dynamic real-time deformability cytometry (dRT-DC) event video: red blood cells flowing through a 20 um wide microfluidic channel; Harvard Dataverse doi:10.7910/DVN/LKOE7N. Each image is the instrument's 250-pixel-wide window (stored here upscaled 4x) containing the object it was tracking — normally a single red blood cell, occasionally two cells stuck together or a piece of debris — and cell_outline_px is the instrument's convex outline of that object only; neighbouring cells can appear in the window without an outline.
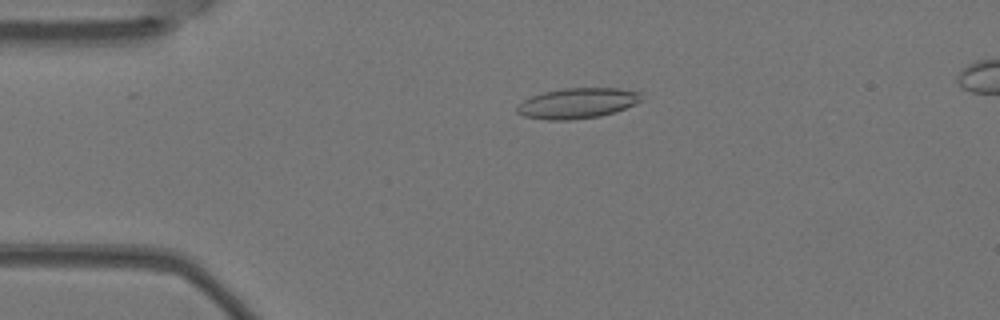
{"species": "Egyptian fruit bat (a non-hibernating species)", "species_latin": "Rousettus aegyptiacus", "temperature_condition": "warm", "stored_images_in_passage": 3, "camera_frame_rate_fps": 3000, "um_per_image_px": 0.085, "animal": {"sex": "female"}, "frame": {"image": 1, "passage_image": 1, "time_ms": 0.0, "image_size_px": [1000, 320], "cell_outline_px": [[640, 100], [636, 104], [616, 112], [600, 116], [568, 120], [548, 120], [524, 116], [516, 112], [516, 108], [524, 100], [532, 96], [544, 92], [564, 88], [616, 88], [640, 92]], "centroid_in_image_um": [49.08, 8.78], "position_along_channel_um": 35.9, "area_um2": 21.91}}